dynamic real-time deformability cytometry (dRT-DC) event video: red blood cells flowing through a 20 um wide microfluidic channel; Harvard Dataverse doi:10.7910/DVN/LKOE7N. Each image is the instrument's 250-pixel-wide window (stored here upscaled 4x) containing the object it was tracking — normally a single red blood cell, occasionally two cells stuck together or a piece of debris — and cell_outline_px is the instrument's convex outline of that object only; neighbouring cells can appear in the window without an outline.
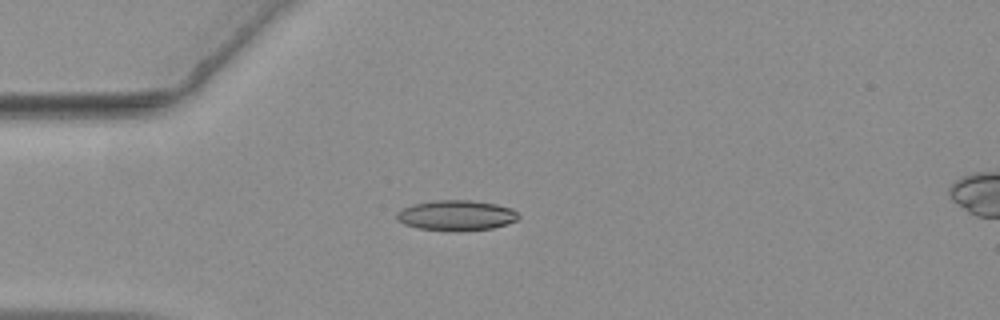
{"species": "common noctule bat (a hibernating species)", "species_latin": "Nyctalus noctula", "temperature_condition": "warm", "stored_images_in_passage": 42, "camera_frame_rate_fps": 3000, "um_per_image_px": 0.085, "animal": {"sex": "female", "body_mass_g": 19.3, "forearm_length_mm": 54.1}, "frame": {"image": 1, "passage_image": 1, "time_ms": 0.0, "image_size_px": [1000, 320], "cell_outline_px": [[520, 216], [516, 220], [492, 228], [456, 232], [420, 228], [404, 224], [396, 220], [396, 212], [412, 204], [436, 200], [472, 200], [496, 204], [512, 208]], "centroid_in_image_um": [38.77, 18.31], "position_along_channel_um": 46.2, "area_um2": 21.56}}
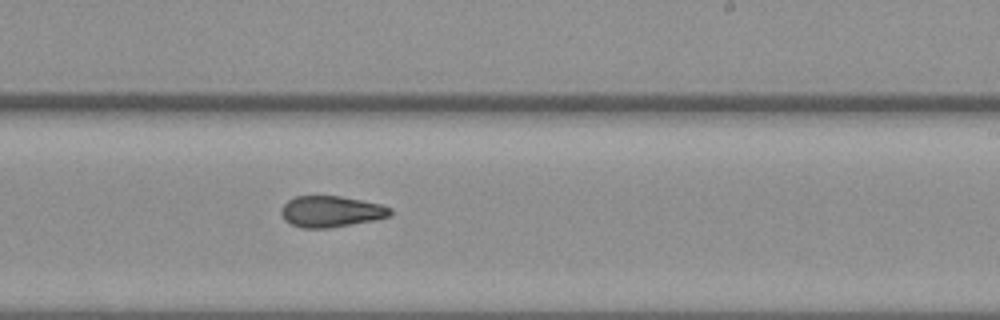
{"frame": {"image": 2, "passage_image": 20, "time_ms": 6.333, "image_size_px": [1000, 320], "cell_outline_px": [[392, 212], [388, 216], [376, 220], [332, 228], [300, 228], [284, 220], [280, 212], [280, 208], [288, 200], [296, 196], [340, 196], [380, 204], [392, 208]], "centroid_in_image_um": [28.12, 17.99], "position_along_channel_um": 260.9, "area_um2": 19.94}}
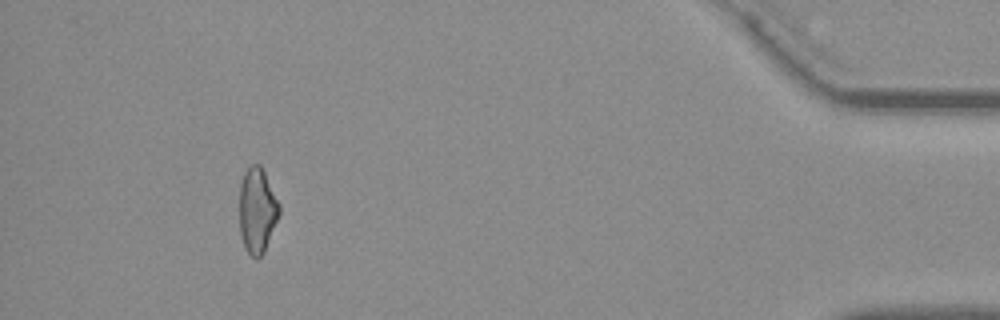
{"frame": {"image": 3, "passage_image": 38, "time_ms": 12.333, "image_size_px": [1000, 320], "cell_outline_px": [[280, 212], [264, 252], [256, 260], [244, 248], [240, 232], [240, 184], [244, 172], [252, 164], [260, 164], [280, 204]], "centroid_in_image_um": [21.86, 17.89], "position_along_channel_um": 413.3, "area_um2": 19.65}, "authors_computed_cell_mechanics": {"area_um2": 20.3745, "velocity_mm_per_s": 3.6556, "shape_relaxation_time_tau1_ms": 9.3982, "shape_relaxation_time_tau2_ms": 3.9453, "deformation_change_tau1": 0.1989, "deformation_change_tau2": 0.1115}}